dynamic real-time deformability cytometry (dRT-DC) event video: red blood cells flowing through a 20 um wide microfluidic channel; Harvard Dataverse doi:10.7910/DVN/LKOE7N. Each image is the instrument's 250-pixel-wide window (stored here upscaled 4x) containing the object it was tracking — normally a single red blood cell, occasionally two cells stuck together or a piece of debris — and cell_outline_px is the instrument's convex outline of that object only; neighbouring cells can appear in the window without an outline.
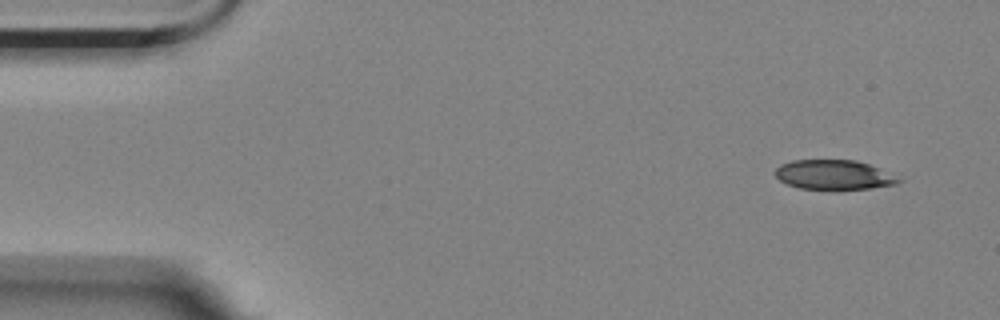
{"species": "Egyptian fruit bat (a non-hibernating species)", "species_latin": "Rousettus aegyptiacus", "temperature_condition": "room temperature", "stored_images_in_passage": 5, "camera_frame_rate_fps": 3000, "um_per_image_px": 0.085, "animal": {"sex": "female"}, "frame": {"image": 1, "passage_image": 1, "time_ms": 0.0, "image_size_px": [1000, 320], "cell_outline_px": [[904, 180], [896, 184], [872, 188], [800, 188], [788, 184], [780, 180], [772, 172], [780, 164], [792, 160], [856, 160], [880, 168]], "centroid_in_image_um": [70.87, 14.83], "position_along_channel_um": 14.1, "area_um2": 21.04}}
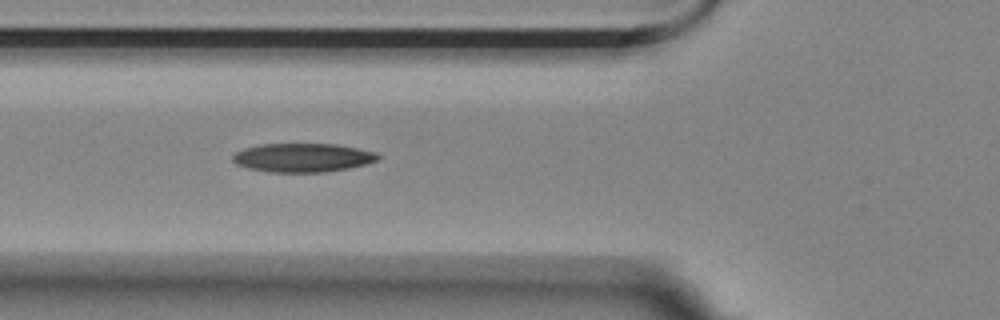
{"frame": {"image": 2, "passage_image": 5, "time_ms": 1.333, "image_size_px": [1000, 320], "cell_outline_px": [[380, 156], [376, 160], [364, 164], [348, 168], [324, 172], [268, 172], [248, 168], [236, 164], [232, 160], [232, 156], [236, 152], [244, 148], [260, 144], [336, 144], [376, 152]], "centroid_in_image_um": [25.69, 13.4], "position_along_channel_um": 100.1, "area_um2": 24.22}}